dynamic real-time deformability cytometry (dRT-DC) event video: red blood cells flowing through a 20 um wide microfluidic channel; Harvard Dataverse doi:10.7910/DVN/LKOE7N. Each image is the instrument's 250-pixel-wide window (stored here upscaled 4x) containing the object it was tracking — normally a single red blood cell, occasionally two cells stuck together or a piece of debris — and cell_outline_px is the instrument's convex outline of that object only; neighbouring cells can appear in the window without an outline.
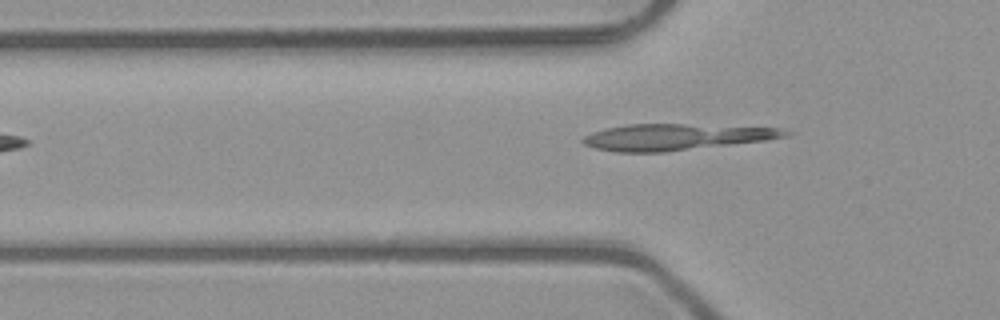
{"species": "common noctule bat (a hibernating species)", "species_latin": "Nyctalus noctula", "temperature_condition": "room temperature", "stored_images_in_passage": 3, "camera_frame_rate_fps": 3000, "um_per_image_px": 0.085, "animal": {"sex": "male", "body_mass_g": 23.1, "forearm_length_mm": 52.7}, "frame": {"image": 1, "passage_image": 3, "time_ms": 0.667, "image_size_px": [1000, 320], "cell_outline_px": [[796, 132], [788, 136], [768, 140], [664, 152], [616, 152], [596, 148], [584, 144], [580, 140], [584, 136], [592, 132], [608, 128], [628, 124], [684, 124], [780, 128]], "centroid_in_image_um": [57.5, 11.64], "position_along_channel_um": 68.3, "area_um2": 30.98}}